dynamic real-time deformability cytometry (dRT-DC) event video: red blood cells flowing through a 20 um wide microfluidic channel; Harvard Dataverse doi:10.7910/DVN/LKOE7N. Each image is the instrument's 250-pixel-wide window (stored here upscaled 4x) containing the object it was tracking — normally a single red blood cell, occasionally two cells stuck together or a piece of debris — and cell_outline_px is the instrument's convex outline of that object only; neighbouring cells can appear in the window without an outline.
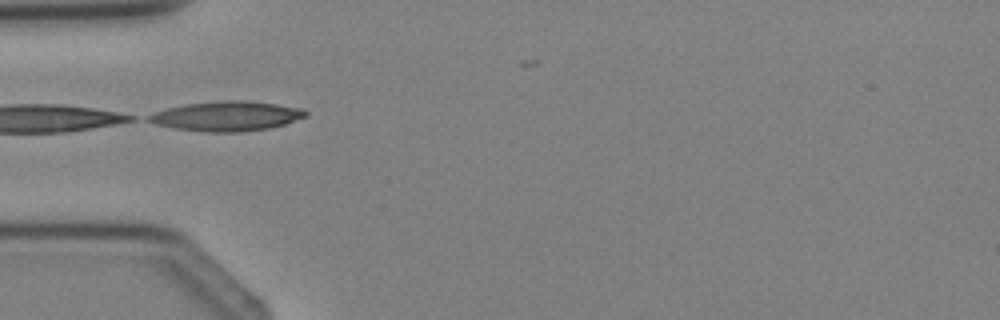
{"species": "Egyptian fruit bat (a non-hibernating species)", "species_latin": "Rousettus aegyptiacus", "temperature_condition": "cold", "stored_images_in_passage": 2, "camera_frame_rate_fps": 3000, "um_per_image_px": 0.085, "animal": {"sex": "female"}, "frame": {"image": 1, "passage_image": 2, "time_ms": 1.0, "image_size_px": [1000, 320], "cell_outline_px": [[308, 116], [284, 124], [268, 128], [240, 132], [200, 132], [172, 128], [156, 124], [148, 120], [144, 116], [152, 112], [168, 108], [188, 104], [224, 100], [244, 100], [276, 104], [304, 108], [308, 112]], "centroid_in_image_um": [19.26, 9.87], "position_along_channel_um": 65.7, "area_um2": 27.34}}